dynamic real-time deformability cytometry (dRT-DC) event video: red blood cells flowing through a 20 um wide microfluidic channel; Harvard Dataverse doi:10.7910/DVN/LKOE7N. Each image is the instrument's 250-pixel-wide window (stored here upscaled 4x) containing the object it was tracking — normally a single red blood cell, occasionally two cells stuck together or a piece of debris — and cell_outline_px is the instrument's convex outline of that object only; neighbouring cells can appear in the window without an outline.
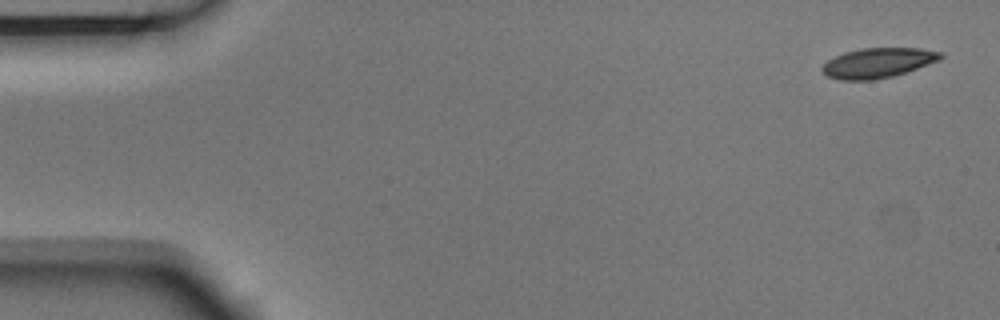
{"species": "Egyptian fruit bat (a non-hibernating species)", "species_latin": "Rousettus aegyptiacus", "temperature_condition": "room temperature", "stored_images_in_passage": 5, "camera_frame_rate_fps": 3000, "um_per_image_px": 0.085, "animal": {"sex": "male"}, "frame": {"image": 1, "passage_image": 1, "time_ms": 0.0, "image_size_px": [1000, 320], "cell_outline_px": [[944, 56], [940, 60], [892, 76], [872, 80], [840, 80], [828, 76], [820, 68], [828, 60], [844, 52], [860, 48], [920, 48], [940, 52]], "centroid_in_image_um": [74.61, 5.33], "position_along_channel_um": 10.4, "area_um2": 20.4}}
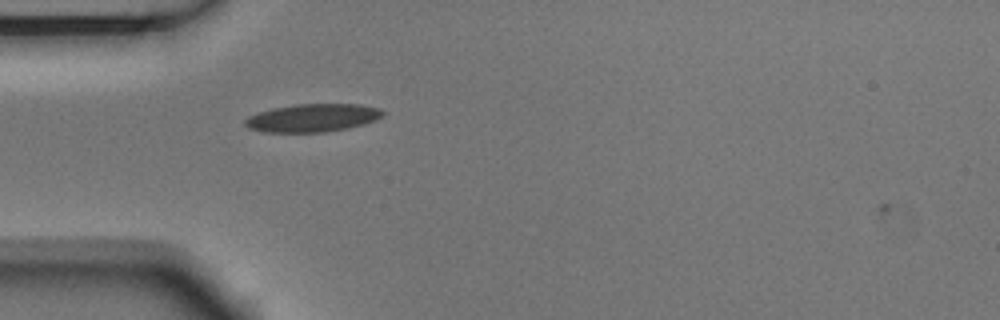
{"frame": {"image": 2, "passage_image": 5, "time_ms": 1.333, "image_size_px": [1000, 320], "cell_outline_px": [[384, 112], [376, 120], [364, 124], [348, 128], [324, 132], [264, 132], [248, 128], [244, 124], [244, 120], [248, 116], [272, 108], [296, 104], [360, 104], [380, 108]], "centroid_in_image_um": [26.56, 10.02], "position_along_channel_um": 58.4, "area_um2": 22.48}}